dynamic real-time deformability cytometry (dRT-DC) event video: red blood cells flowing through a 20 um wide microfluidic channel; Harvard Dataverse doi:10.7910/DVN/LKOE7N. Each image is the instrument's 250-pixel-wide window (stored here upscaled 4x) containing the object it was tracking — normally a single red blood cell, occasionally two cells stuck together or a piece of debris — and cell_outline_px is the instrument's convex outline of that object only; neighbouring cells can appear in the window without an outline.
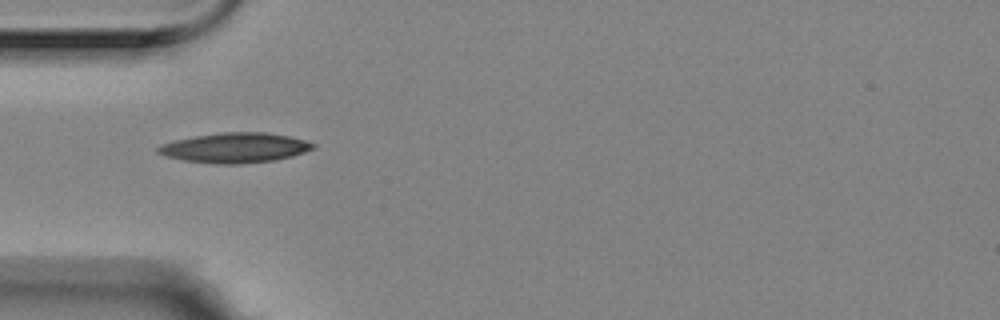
{"species": "Egyptian fruit bat (a non-hibernating species)", "species_latin": "Rousettus aegyptiacus", "temperature_condition": "room temperature", "stored_images_in_passage": 12, "camera_frame_rate_fps": 3000, "um_per_image_px": 0.085, "animal": {"sex": "female"}, "frame": {"image": 1, "passage_image": 3, "time_ms": 0.667, "image_size_px": [1000, 320], "cell_outline_px": [[316, 148], [292, 156], [276, 160], [240, 164], [212, 164], [184, 160], [164, 156], [156, 152], [156, 148], [160, 144], [176, 140], [196, 136], [224, 132], [264, 132], [288, 136], [304, 140], [316, 144]], "centroid_in_image_um": [19.96, 12.57], "position_along_channel_um": 65.0, "area_um2": 27.11}}
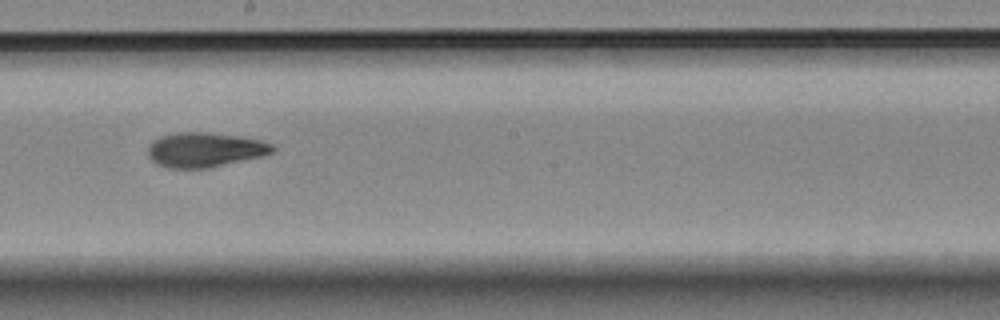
{"frame": {"image": 2, "passage_image": 7, "time_ms": 2.0, "image_size_px": [1000, 320], "cell_outline_px": [[276, 148], [272, 152], [260, 156], [208, 168], [168, 168], [156, 164], [148, 156], [148, 148], [152, 140], [160, 136], [176, 132], [204, 132], [244, 136], [260, 140], [272, 144]], "centroid_in_image_um": [17.38, 12.72], "position_along_channel_um": 230.8, "area_um2": 25.2}}
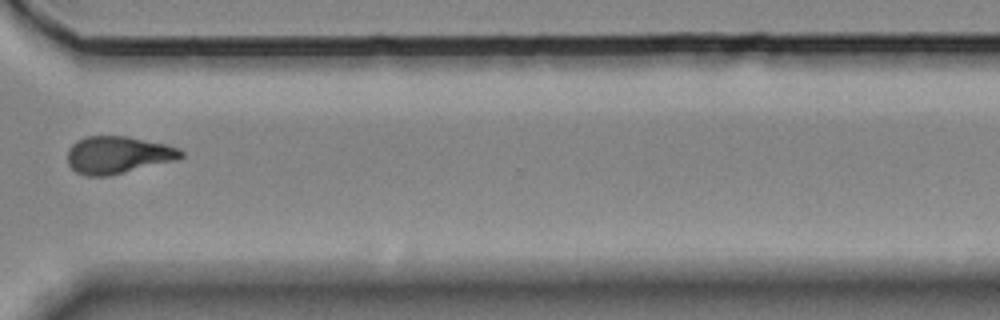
{"frame": {"image": 3, "passage_image": 10, "time_ms": 3.0, "image_size_px": [1000, 320], "cell_outline_px": [[184, 156], [176, 160], [108, 176], [88, 176], [76, 172], [68, 164], [68, 148], [76, 140], [84, 136], [128, 136], [168, 144], [180, 148], [184, 152]], "centroid_in_image_um": [10.04, 13.15], "position_along_channel_um": 360.6, "area_um2": 24.91}}